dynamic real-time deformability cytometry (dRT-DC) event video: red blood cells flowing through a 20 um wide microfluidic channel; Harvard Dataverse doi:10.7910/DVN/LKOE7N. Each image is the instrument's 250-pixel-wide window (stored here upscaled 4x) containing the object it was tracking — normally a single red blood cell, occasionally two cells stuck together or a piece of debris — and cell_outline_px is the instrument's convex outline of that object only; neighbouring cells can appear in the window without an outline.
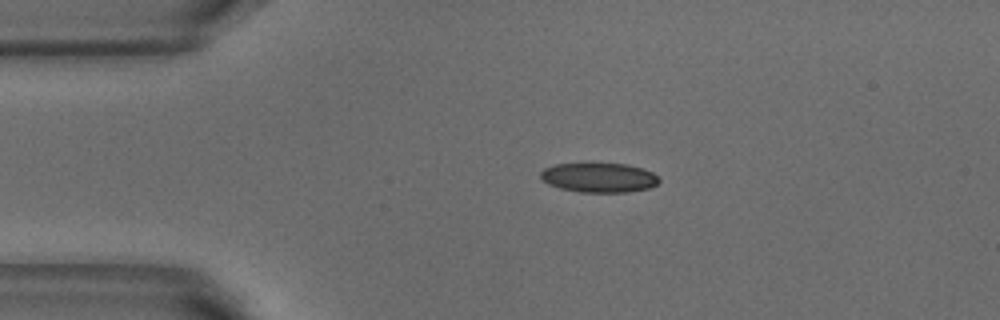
{"species": "common noctule bat (a hibernating species)", "species_latin": "Nyctalus noctula", "temperature_condition": "warm", "stored_images_in_passage": 3, "camera_frame_rate_fps": 3000, "um_per_image_px": 0.085, "animal": {"sex": "male", "body_mass_g": 18.8}, "frame": {"image": 1, "passage_image": 2, "time_ms": 0.333, "image_size_px": [1000, 320], "cell_outline_px": [[660, 180], [656, 184], [648, 188], [628, 192], [580, 192], [560, 188], [548, 184], [540, 176], [540, 172], [544, 168], [556, 164], [628, 164], [652, 172]], "centroid_in_image_um": [50.9, 15.1], "position_along_channel_um": 34.1, "area_um2": 20.11}}